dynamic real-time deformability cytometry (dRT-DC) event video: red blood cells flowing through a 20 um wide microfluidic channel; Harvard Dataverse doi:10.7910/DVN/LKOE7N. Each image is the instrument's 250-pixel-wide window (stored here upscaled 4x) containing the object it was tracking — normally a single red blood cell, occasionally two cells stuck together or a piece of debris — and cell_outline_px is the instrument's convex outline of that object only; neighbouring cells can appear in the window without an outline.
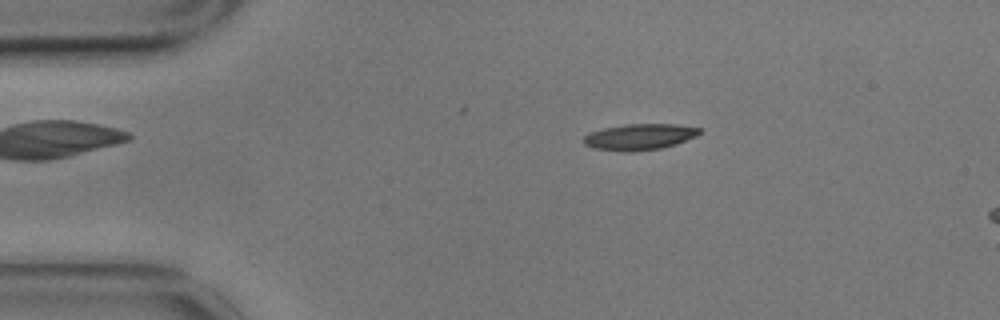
{"species": "common noctule bat (a hibernating species)", "species_latin": "Nyctalus noctula", "temperature_condition": "cold", "stored_images_in_passage": 15, "camera_frame_rate_fps": 3000, "um_per_image_px": 0.085, "animal": {"sex": "male", "body_mass_g": 17.9}, "frame": {"image": 1, "passage_image": 9, "time_ms": 2.667, "image_size_px": [1000, 320], "cell_outline_px": [[700, 132], [696, 136], [676, 144], [660, 148], [628, 152], [620, 152], [592, 148], [584, 144], [584, 136], [588, 132], [604, 128], [624, 124], [676, 124], [700, 128]], "centroid_in_image_um": [54.31, 11.63], "position_along_channel_um": 30.7, "area_um2": 17.69}}